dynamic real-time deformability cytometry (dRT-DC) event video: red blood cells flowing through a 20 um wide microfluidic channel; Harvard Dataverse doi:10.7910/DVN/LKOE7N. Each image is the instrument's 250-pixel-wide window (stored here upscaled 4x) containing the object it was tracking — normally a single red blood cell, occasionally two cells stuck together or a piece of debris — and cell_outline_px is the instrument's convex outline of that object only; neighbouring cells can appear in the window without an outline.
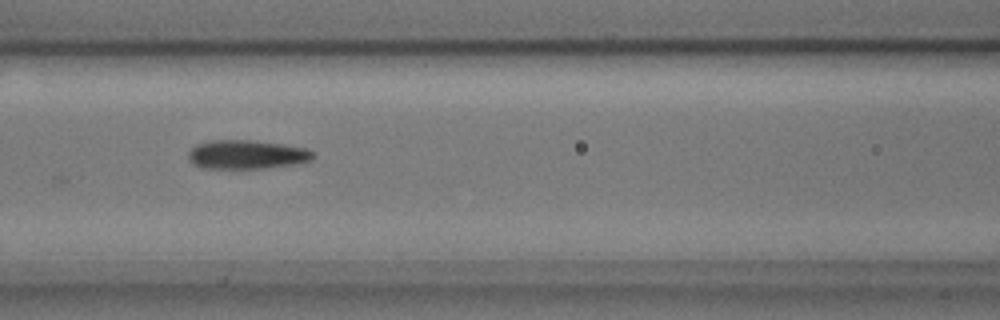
{"species": "common noctule bat (a hibernating species)", "species_latin": "Nyctalus noctula", "temperature_condition": "cold", "stored_images_in_passage": 7, "camera_frame_rate_fps": 3000, "um_per_image_px": 0.085, "animal": {"sex": "male", "body_mass_g": 17.9, "forearm_length_mm": 54.2}, "frame": {"image": 1, "passage_image": 6, "time_ms": 1.667, "image_size_px": [1000, 320], "cell_outline_px": [[316, 156], [312, 160], [292, 164], [268, 168], [200, 168], [192, 164], [188, 160], [188, 152], [196, 144], [212, 140], [248, 140], [280, 144], [308, 148]], "centroid_in_image_um": [20.94, 13.14], "position_along_channel_um": 145.7, "area_um2": 21.04}}
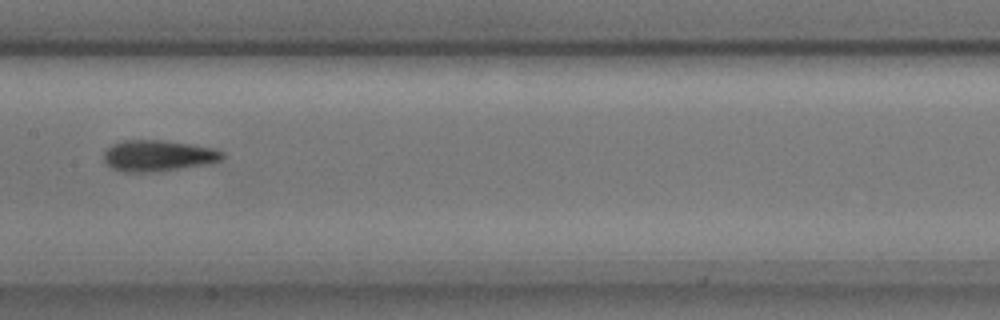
{"frame": {"image": 2, "passage_image": 7, "time_ms": 2.0, "image_size_px": [1000, 320], "cell_outline_px": [[224, 156], [220, 160], [208, 164], [156, 172], [124, 172], [112, 168], [104, 160], [104, 152], [112, 144], [124, 140], [160, 140], [188, 144], [212, 148], [224, 152]], "centroid_in_image_um": [13.42, 13.24], "position_along_channel_um": 194.0, "area_um2": 21.39}}